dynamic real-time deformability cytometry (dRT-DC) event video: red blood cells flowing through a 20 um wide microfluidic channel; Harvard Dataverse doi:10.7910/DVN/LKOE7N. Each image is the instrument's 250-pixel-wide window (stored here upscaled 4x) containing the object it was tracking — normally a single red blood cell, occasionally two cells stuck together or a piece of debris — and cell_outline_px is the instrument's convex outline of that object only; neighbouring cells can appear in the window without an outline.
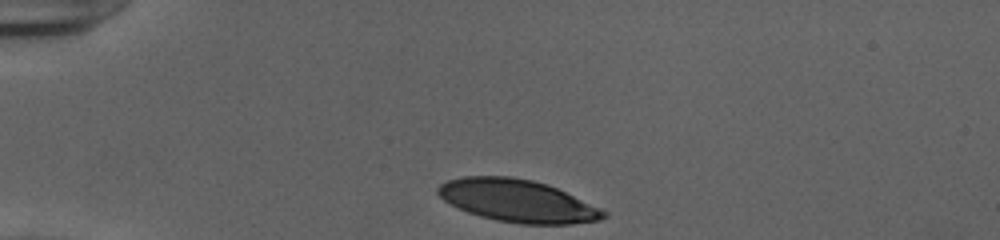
{"species": "human", "species_latin": "Homo sapiens", "temperature_condition": "cold", "stored_images_in_passage": 32, "camera_frame_rate_fps": 3000, "um_per_image_px": 0.085, "donor": {"sex": "female"}, "frame": {"image": 1, "passage_image": 1, "time_ms": 0.0, "image_size_px": [1000, 240], "cell_outline_px": [[608, 216], [600, 220], [572, 224], [520, 224], [496, 220], [480, 216], [468, 212], [444, 200], [436, 192], [436, 188], [440, 184], [448, 180], [464, 176], [508, 176], [532, 180], [548, 184], [600, 208], [608, 212]], "centroid_in_image_um": [44.0, 17.07], "position_along_channel_um": 41.0, "area_um2": 40.86}}
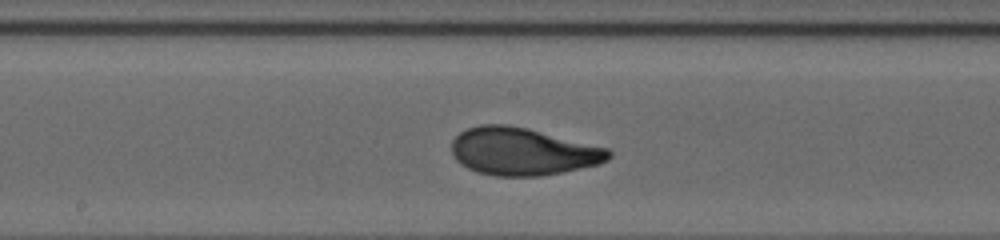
{"frame": {"image": 2, "passage_image": 17, "time_ms": 5.333, "image_size_px": [1000, 240], "cell_outline_px": [[612, 156], [608, 160], [600, 164], [564, 172], [540, 176], [496, 176], [476, 172], [460, 164], [456, 160], [452, 152], [452, 140], [460, 132], [468, 128], [480, 124], [508, 124], [528, 128], [608, 148], [612, 152]], "centroid_in_image_um": [44.44, 12.88], "position_along_channel_um": 203.8, "area_um2": 43.81}}
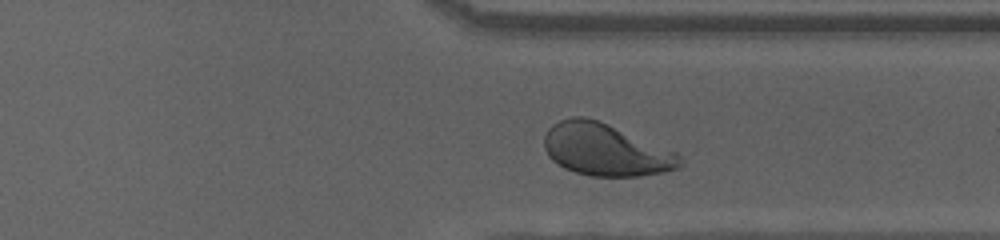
{"frame": {"image": 3, "passage_image": 29, "time_ms": 9.333, "image_size_px": [1000, 240], "cell_outline_px": [[684, 164], [680, 168], [664, 172], [640, 176], [588, 176], [564, 168], [552, 160], [548, 156], [544, 148], [544, 136], [548, 128], [552, 124], [560, 120], [572, 116], [584, 116], [596, 120], [676, 152], [684, 160]], "centroid_in_image_um": [51.46, 12.75], "position_along_channel_um": 359.9, "area_um2": 41.1}, "authors_computed_cell_mechanics": {"area_um2": 42.483, "velocity_mm_per_s": 3.8966, "shape_relaxation_time_tau1_ms": 2.9573, "shape_relaxation_time_tau2_ms": 0.8213, "deformation_change_tau1": 0.1957, "deformation_change_tau2": 0.0695}}